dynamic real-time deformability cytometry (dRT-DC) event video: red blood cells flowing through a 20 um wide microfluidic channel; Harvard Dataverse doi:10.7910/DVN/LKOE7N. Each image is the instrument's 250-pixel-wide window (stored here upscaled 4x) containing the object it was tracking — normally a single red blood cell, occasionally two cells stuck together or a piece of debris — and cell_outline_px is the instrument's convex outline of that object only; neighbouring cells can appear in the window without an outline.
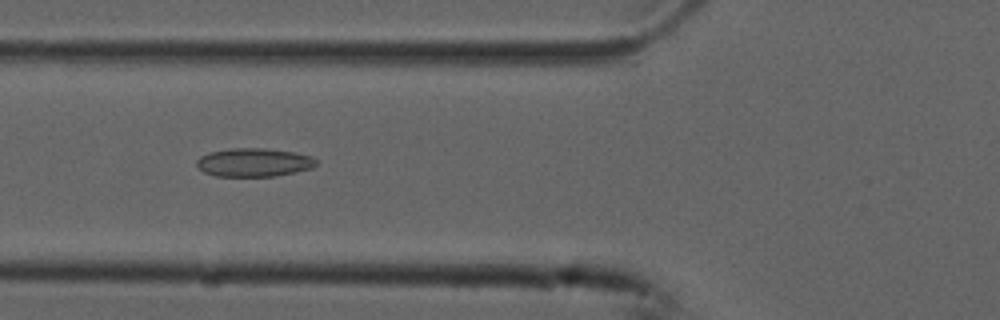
{"species": "common noctule bat (a hibernating species)", "species_latin": "Nyctalus noctula", "temperature_condition": "cold", "stored_images_in_passage": 53, "camera_frame_rate_fps": 3000, "um_per_image_px": 0.085, "animal": {"sex": "male", "forearm_length_mm": 52.5}, "frame": {"image": 1, "passage_image": 20, "time_ms": 6.333, "image_size_px": [1000, 320], "cell_outline_px": [[316, 164], [312, 168], [276, 176], [216, 176], [204, 172], [196, 164], [196, 160], [200, 156], [208, 152], [232, 148], [264, 148], [292, 152], [312, 156], [316, 160]], "centroid_in_image_um": [21.56, 13.8], "position_along_channel_um": 104.2, "area_um2": 19.77}}
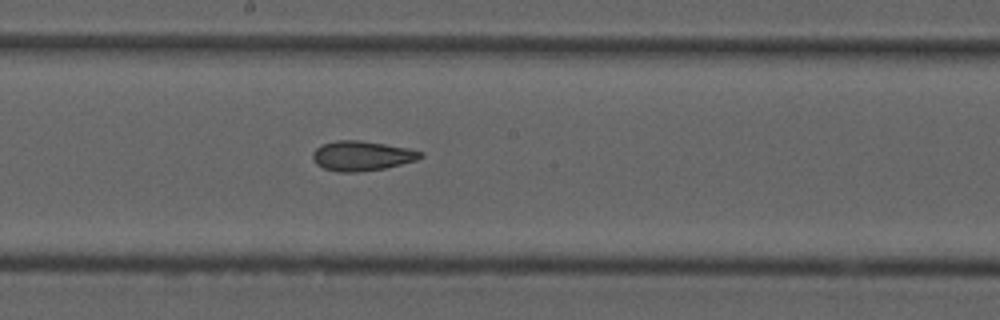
{"frame": {"image": 2, "passage_image": 29, "time_ms": 9.333, "image_size_px": [1000, 320], "cell_outline_px": [[424, 156], [416, 160], [384, 168], [356, 172], [336, 172], [324, 168], [316, 164], [312, 156], [312, 152], [320, 144], [336, 140], [360, 140], [408, 148], [424, 152]], "centroid_in_image_um": [30.73, 13.24], "position_along_channel_um": 217.5, "area_um2": 18.73}}
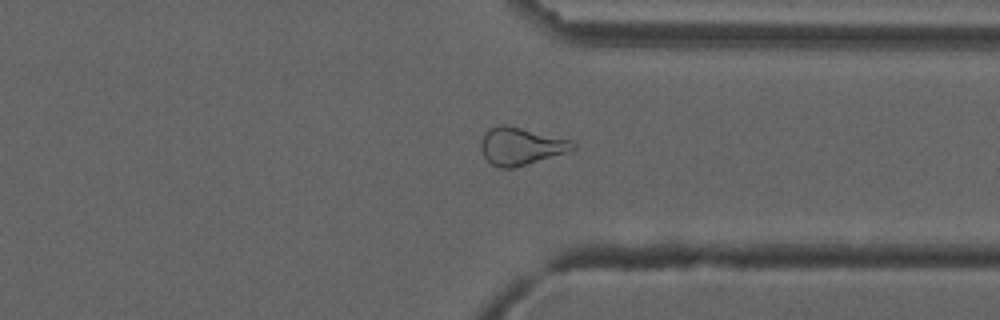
{"frame": {"image": 3, "passage_image": 41, "time_ms": 13.333, "image_size_px": [1000, 320], "cell_outline_px": [[576, 148], [564, 152], [512, 168], [500, 168], [492, 164], [484, 156], [480, 148], [480, 140], [484, 132], [488, 128], [500, 124], [504, 124], [572, 140], [576, 144]], "centroid_in_image_um": [44.21, 12.4], "position_along_channel_um": 367.2, "area_um2": 19.77}, "authors_computed_cell_mechanics": {"area_um2": 20.8658, "velocity_mm_per_s": 3.7741, "shape_relaxation_time_tau1_ms": 8.6755, "shape_relaxation_time_tau2_ms": 2.7838, "deformation_change_tau1": 0.1869, "deformation_change_tau2": 0.1043}}